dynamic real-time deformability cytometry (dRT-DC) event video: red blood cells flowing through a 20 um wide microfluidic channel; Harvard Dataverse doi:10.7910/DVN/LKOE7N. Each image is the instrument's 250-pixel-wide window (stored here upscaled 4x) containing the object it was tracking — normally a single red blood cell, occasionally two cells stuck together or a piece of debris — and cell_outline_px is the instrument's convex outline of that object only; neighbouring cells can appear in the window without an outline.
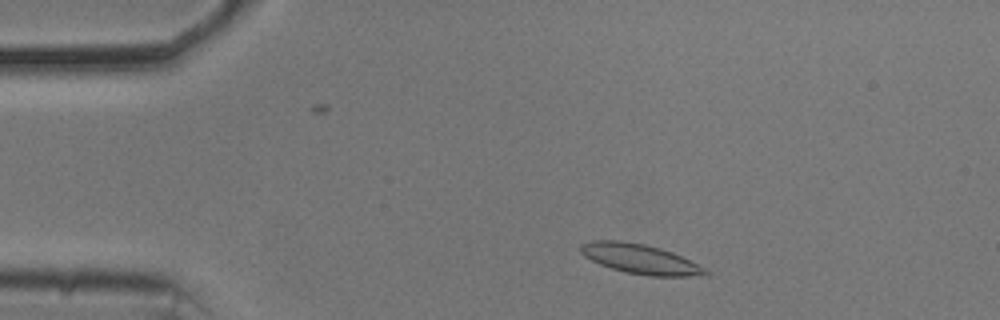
{"species": "common noctule bat (a hibernating species)", "species_latin": "Nyctalus noctula", "temperature_condition": "cold", "stored_images_in_passage": 51, "camera_frame_rate_fps": 3000, "um_per_image_px": 0.085, "animal": {"sex": "male", "body_mass_g": 20.5, "forearm_length_mm": 52.5}, "frame": {"image": 1, "passage_image": 6, "time_ms": 1.667, "image_size_px": [1000, 320], "cell_outline_px": [[712, 272], [708, 276], [648, 276], [624, 272], [600, 264], [584, 256], [580, 252], [580, 244], [592, 240], [620, 240], [644, 244], [660, 248], [672, 252]], "centroid_in_image_um": [54.41, 22.01], "position_along_channel_um": 30.6, "area_um2": 21.62}}
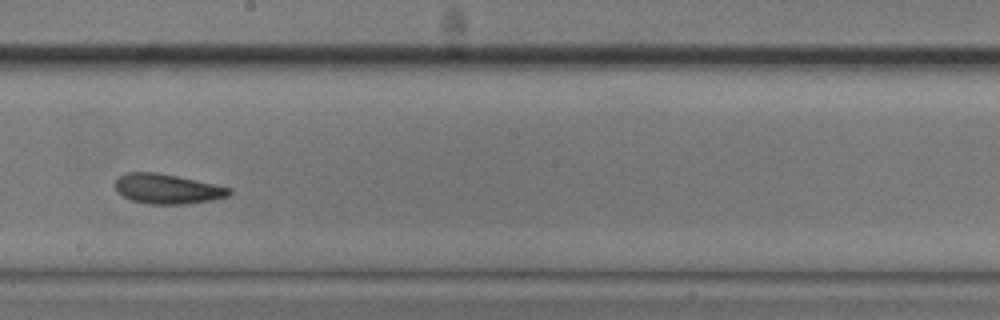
{"frame": {"image": 2, "passage_image": 27, "time_ms": 8.667, "image_size_px": [1000, 320], "cell_outline_px": [[232, 192], [228, 196], [212, 200], [188, 204], [148, 204], [132, 200], [116, 192], [116, 180], [120, 176], [128, 172], [156, 172], [216, 184], [232, 188]], "centroid_in_image_um": [14.25, 16.06], "position_along_channel_um": 234.0, "area_um2": 19.83}}
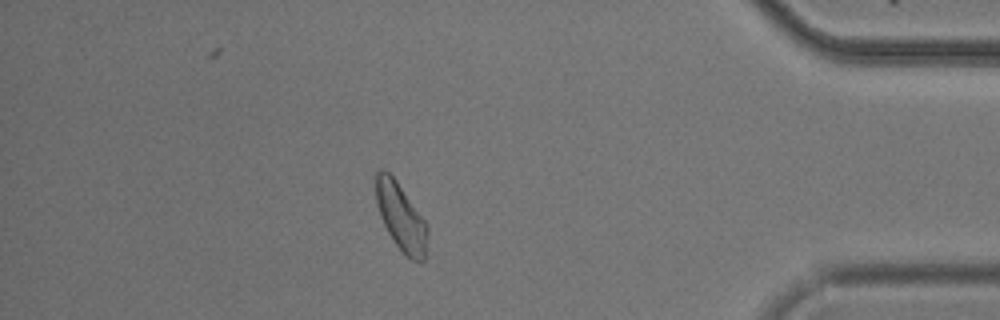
{"frame": {"image": 3, "passage_image": 44, "time_ms": 14.333, "image_size_px": [1000, 320], "cell_outline_px": [[428, 232], [424, 260], [412, 260], [404, 256], [392, 240], [380, 216], [376, 204], [376, 172], [380, 168], [384, 168], [396, 180], [428, 224]], "centroid_in_image_um": [34.07, 18.45], "position_along_channel_um": 401.1, "area_um2": 20.35}, "authors_computed_cell_mechanics": {"area_um2": 20.23, "velocity_mm_per_s": 3.6393, "shape_relaxation_time_tau1_ms": 3.4359, "shape_relaxation_time_tau2_ms": 3.0548, "deformation_change_tau1": 0.1059, "deformation_change_tau2": 0.0996}}